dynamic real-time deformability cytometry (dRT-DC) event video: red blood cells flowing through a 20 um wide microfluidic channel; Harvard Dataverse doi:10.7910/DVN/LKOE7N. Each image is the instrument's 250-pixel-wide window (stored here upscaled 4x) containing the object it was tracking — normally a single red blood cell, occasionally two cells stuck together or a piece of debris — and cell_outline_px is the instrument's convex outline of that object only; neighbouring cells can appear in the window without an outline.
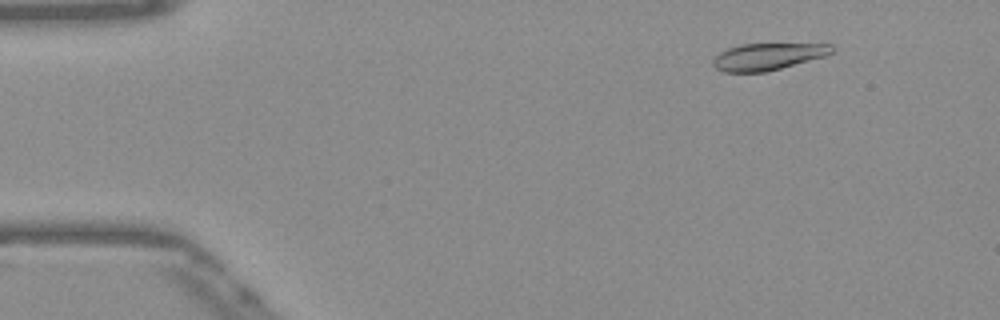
{"species": "Egyptian fruit bat (a non-hibernating species)", "species_latin": "Rousettus aegyptiacus", "temperature_condition": "warm", "stored_images_in_passage": 52, "camera_frame_rate_fps": 3000, "um_per_image_px": 0.085, "frame": {"image": 1, "passage_image": 6, "time_ms": 1.667, "image_size_px": [1000, 320], "cell_outline_px": [[836, 48], [828, 56], [764, 72], [724, 72], [716, 68], [712, 64], [712, 60], [720, 52], [728, 48], [740, 44], [832, 44]], "centroid_in_image_um": [65.29, 4.8], "position_along_channel_um": 19.7, "area_um2": 18.67}}
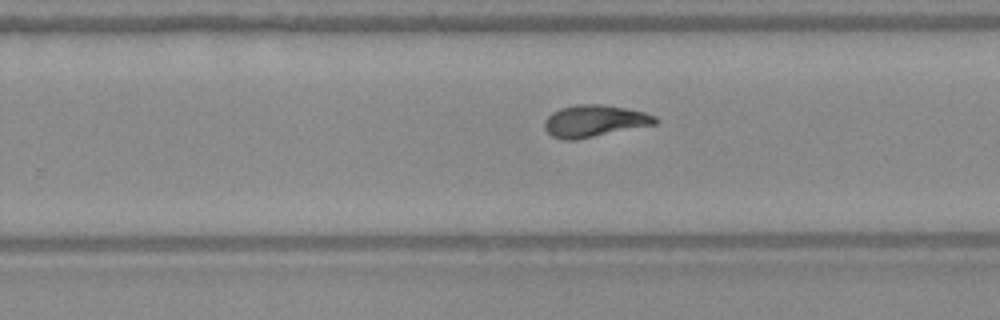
{"frame": {"image": 2, "passage_image": 33, "time_ms": 10.667, "image_size_px": [1000, 320], "cell_outline_px": [[660, 120], [656, 124], [576, 140], [564, 140], [552, 136], [544, 128], [544, 120], [552, 112], [560, 108], [576, 104], [604, 104], [644, 112], [656, 116]], "centroid_in_image_um": [50.52, 10.28], "position_along_channel_um": 279.3, "area_um2": 20.69}}
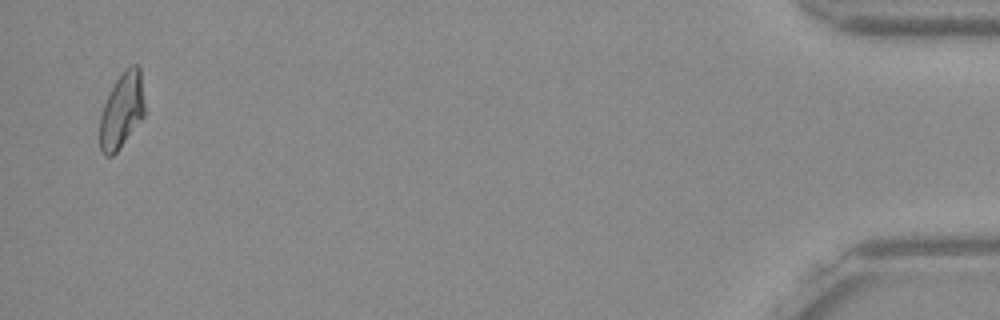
{"frame": {"image": 3, "passage_image": 51, "time_ms": 16.667, "image_size_px": [1000, 320], "cell_outline_px": [[144, 116], [116, 152], [112, 156], [104, 156], [100, 148], [100, 116], [104, 104], [116, 80], [132, 64], [136, 64], [140, 68], [144, 104]], "centroid_in_image_um": [10.35, 9.41], "position_along_channel_um": 424.9, "area_um2": 19.25}, "authors_computed_cell_mechanics": {"area_um2": 20.1144, "velocity_mm_per_s": 3.8727, "shape_relaxation_time_tau1_ms": 7.4051, "shape_relaxation_time_tau2_ms": 1.4672, "deformation_change_tau1": 0.2263, "deformation_change_tau2": 0.0841}}